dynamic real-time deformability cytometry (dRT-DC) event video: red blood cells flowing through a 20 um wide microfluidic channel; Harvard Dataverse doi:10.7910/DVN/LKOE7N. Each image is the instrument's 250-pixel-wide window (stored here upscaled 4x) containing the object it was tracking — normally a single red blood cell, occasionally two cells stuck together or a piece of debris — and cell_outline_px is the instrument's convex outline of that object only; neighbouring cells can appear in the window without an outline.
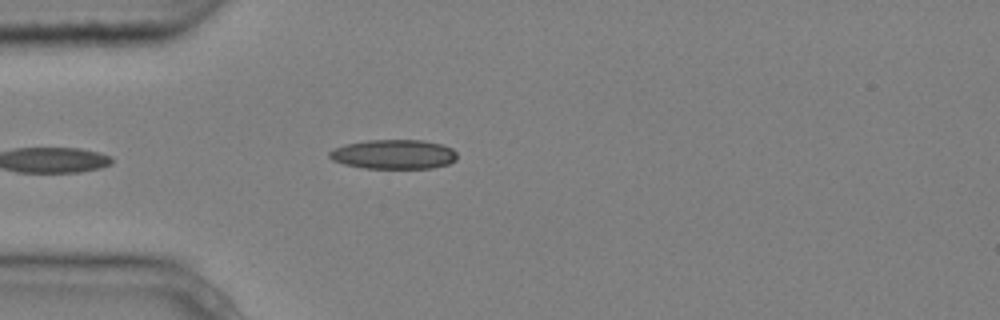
{"species": "common noctule bat (a hibernating species)", "species_latin": "Nyctalus noctula", "temperature_condition": "cold", "stored_images_in_passage": 3, "camera_frame_rate_fps": 3000, "um_per_image_px": 0.085, "animal": {"sex": "male", "body_mass_g": 20.4}, "frame": {"image": 1, "passage_image": 3, "time_ms": 0.667, "image_size_px": [1000, 320], "cell_outline_px": [[456, 160], [448, 164], [432, 168], [364, 168], [344, 164], [332, 160], [328, 156], [328, 152], [332, 148], [344, 144], [368, 140], [424, 140], [440, 144], [452, 148], [456, 152]], "centroid_in_image_um": [33.43, 13.11], "position_along_channel_um": 51.6, "area_um2": 22.02}}